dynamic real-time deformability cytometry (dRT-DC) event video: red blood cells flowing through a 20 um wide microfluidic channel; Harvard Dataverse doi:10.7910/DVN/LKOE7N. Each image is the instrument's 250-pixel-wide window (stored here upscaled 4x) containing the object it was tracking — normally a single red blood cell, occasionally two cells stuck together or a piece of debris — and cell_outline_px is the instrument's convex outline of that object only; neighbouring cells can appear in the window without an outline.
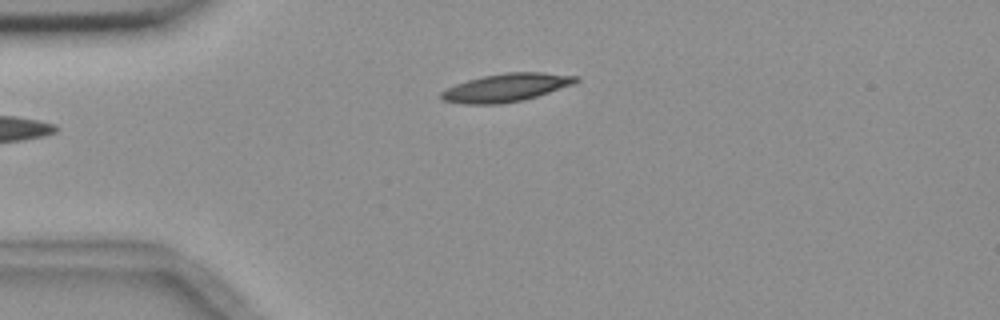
{"species": "common noctule bat (a hibernating species)", "species_latin": "Nyctalus noctula", "temperature_condition": "room temperature", "stored_images_in_passage": 2, "camera_frame_rate_fps": 3000, "um_per_image_px": 0.085, "animal": {"sex": "female", "body_mass_g": 18.4}, "frame": {"image": 1, "passage_image": 1, "time_ms": 0.0, "image_size_px": [1000, 320], "cell_outline_px": [[580, 80], [572, 84], [524, 100], [500, 104], [464, 104], [444, 100], [440, 96], [440, 92], [456, 84], [468, 80], [484, 76], [504, 72], [544, 72], [580, 76]], "centroid_in_image_um": [43.04, 7.44], "position_along_channel_um": 42.0, "area_um2": 21.91}}